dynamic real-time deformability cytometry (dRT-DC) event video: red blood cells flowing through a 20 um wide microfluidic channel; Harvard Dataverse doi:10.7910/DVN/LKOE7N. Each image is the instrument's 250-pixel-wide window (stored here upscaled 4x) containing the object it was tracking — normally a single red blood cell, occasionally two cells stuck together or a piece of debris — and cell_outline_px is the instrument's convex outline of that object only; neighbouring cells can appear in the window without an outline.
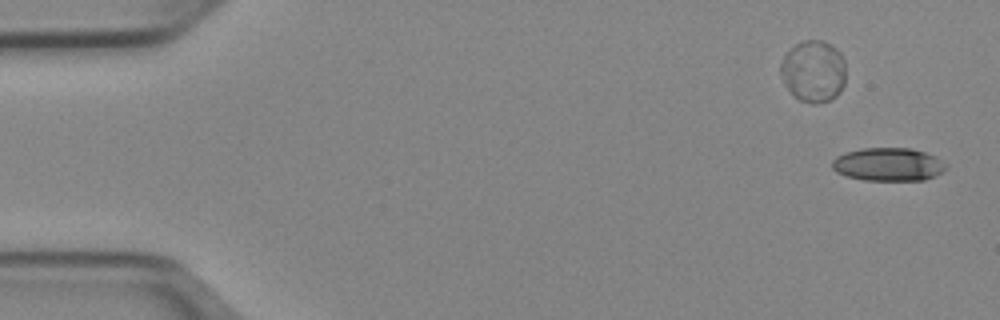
{"species": "Egyptian fruit bat (a non-hibernating species)", "species_latin": "Rousettus aegyptiacus", "temperature_condition": "cold", "stored_images_in_passage": 50, "camera_frame_rate_fps": 3000, "um_per_image_px": 0.085, "animal": {"sex": "female"}, "frame": {"image": 1, "passage_image": 1, "time_ms": 0.0, "image_size_px": [1000, 320], "cell_outline_px": [[948, 168], [936, 176], [924, 180], [864, 180], [848, 176], [836, 172], [832, 168], [832, 160], [836, 156], [844, 152], [860, 148], [912, 148], [936, 156], [948, 164]], "centroid_in_image_um": [75.53, 13.96], "position_along_channel_um": 9.5, "area_um2": 22.31}}
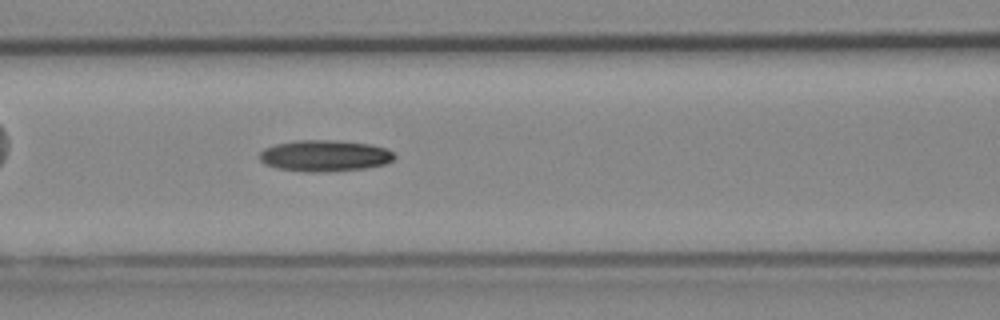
{"frame": {"image": 2, "passage_image": 21, "time_ms": 6.667, "image_size_px": [1000, 320], "cell_outline_px": [[396, 156], [392, 160], [384, 164], [368, 168], [328, 172], [304, 172], [276, 168], [264, 164], [260, 160], [260, 152], [264, 148], [276, 144], [296, 140], [336, 140], [368, 144], [384, 148], [392, 152]], "centroid_in_image_um": [27.57, 13.25], "position_along_channel_um": 139.0, "area_um2": 24.74}}
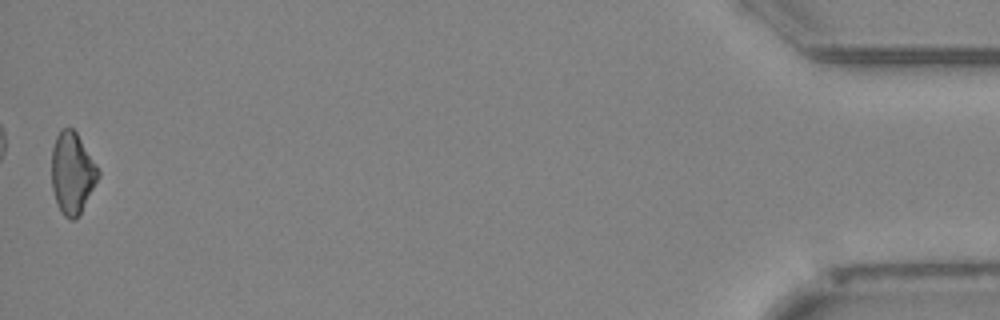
{"frame": {"image": 3, "passage_image": 50, "time_ms": 16.333, "image_size_px": [1000, 320], "cell_outline_px": [[100, 176], [76, 220], [72, 220], [64, 216], [60, 212], [56, 204], [52, 188], [52, 148], [56, 136], [64, 128], [72, 128], [76, 132], [96, 164], [100, 172]], "centroid_in_image_um": [6.13, 14.74], "position_along_channel_um": 429.1, "area_um2": 22.02}, "authors_computed_cell_mechanics": {"area_um2": 22.8888, "velocity_mm_per_s": 3.979, "shape_relaxation_time_tau1_ms": 10.3035, "shape_relaxation_time_tau2_ms": null, "deformation_change_tau1": 0.2079, "deformation_change_tau2": null}}